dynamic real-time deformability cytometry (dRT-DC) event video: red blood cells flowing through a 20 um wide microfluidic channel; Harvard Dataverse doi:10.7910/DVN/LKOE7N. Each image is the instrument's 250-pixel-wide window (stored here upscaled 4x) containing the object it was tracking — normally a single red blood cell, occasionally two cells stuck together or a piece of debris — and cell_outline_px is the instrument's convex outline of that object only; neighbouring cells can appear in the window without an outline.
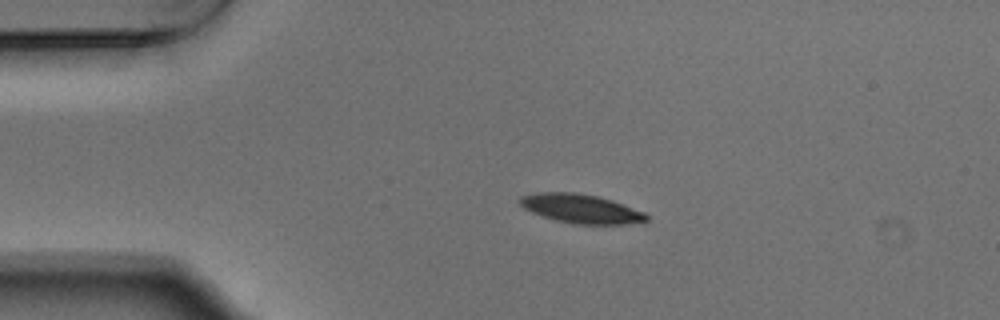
{"species": "Egyptian fruit bat (a non-hibernating species)", "species_latin": "Rousettus aegyptiacus", "temperature_condition": "warm", "stored_images_in_passage": 44, "camera_frame_rate_fps": 3000, "um_per_image_px": 0.085, "animal": {"sex": "male"}, "frame": {"image": 1, "passage_image": 1, "time_ms": 0.0, "image_size_px": [1000, 320], "cell_outline_px": [[648, 220], [624, 224], [572, 224], [556, 220], [532, 212], [524, 208], [520, 204], [520, 196], [536, 192], [576, 192], [596, 196], [612, 200], [644, 212], [648, 216]], "centroid_in_image_um": [49.36, 17.73], "position_along_channel_um": 35.6, "area_um2": 21.21}}
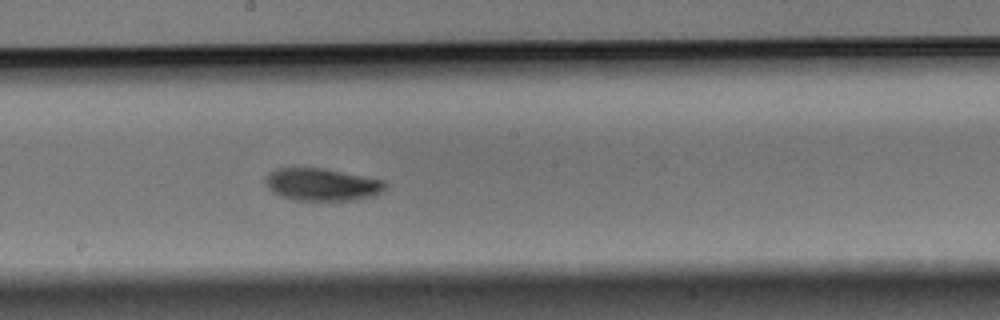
{"frame": {"image": 2, "passage_image": 19, "time_ms": 6.0, "image_size_px": [1000, 320], "cell_outline_px": [[388, 184], [380, 192], [372, 196], [348, 200], [296, 200], [272, 192], [268, 188], [264, 180], [276, 168], [324, 168], [384, 180]], "centroid_in_image_um": [27.37, 15.67], "position_along_channel_um": 220.8, "area_um2": 22.31}}
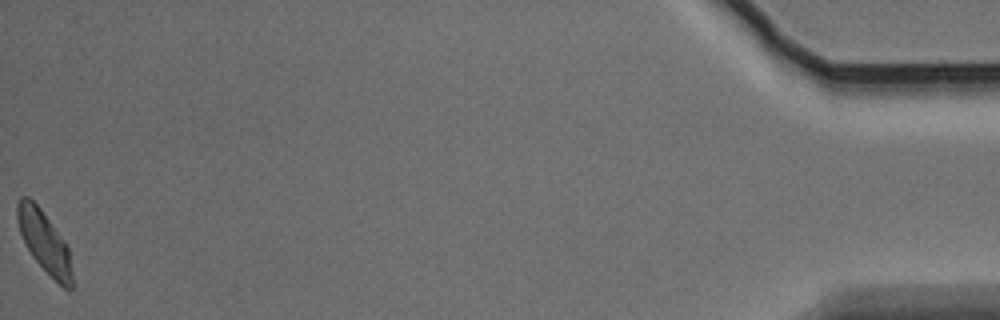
{"frame": {"image": 3, "passage_image": 44, "time_ms": 14.333, "image_size_px": [1000, 320], "cell_outline_px": [[72, 288], [68, 292], [32, 256], [20, 232], [16, 220], [16, 204], [20, 196], [28, 196], [40, 208], [64, 240], [68, 248], [72, 272]], "centroid_in_image_um": [3.76, 20.52], "position_along_channel_um": 431.4, "area_um2": 19.31}, "authors_computed_cell_mechanics": {"area_um2": 21.5016, "velocity_mm_per_s": 3.7003, "shape_relaxation_time_tau1_ms": 2.3954, "shape_relaxation_time_tau2_ms": 5.2948, "deformation_change_tau1": 0.1036, "deformation_change_tau2": 0.1012}}